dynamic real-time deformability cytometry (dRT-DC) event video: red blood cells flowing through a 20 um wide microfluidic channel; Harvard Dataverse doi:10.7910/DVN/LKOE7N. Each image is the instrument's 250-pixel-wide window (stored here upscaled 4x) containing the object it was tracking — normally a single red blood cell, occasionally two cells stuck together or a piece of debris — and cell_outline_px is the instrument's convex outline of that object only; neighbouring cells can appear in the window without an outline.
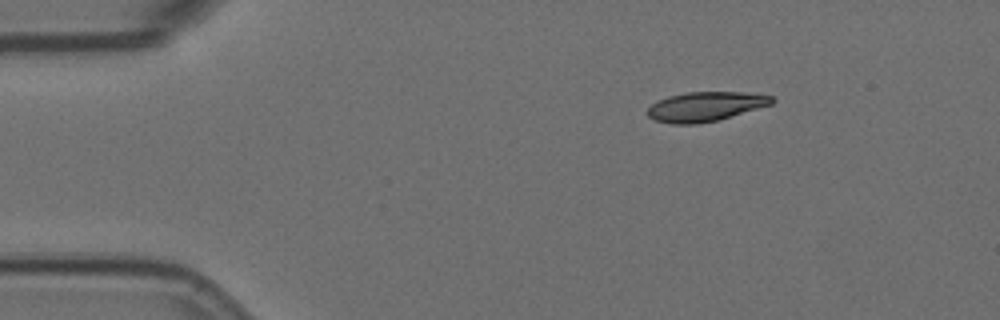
{"species": "Egyptian fruit bat (a non-hibernating species)", "species_latin": "Rousettus aegyptiacus", "temperature_condition": "room temperature", "stored_images_in_passage": 2, "camera_frame_rate_fps": 3000, "um_per_image_px": 0.085, "animal": {"sex": "female"}, "frame": {"image": 1, "passage_image": 2, "time_ms": 0.333, "image_size_px": [1000, 320], "cell_outline_px": [[776, 100], [772, 104], [716, 120], [696, 124], [672, 124], [652, 120], [648, 116], [648, 108], [656, 100], [668, 96], [688, 92], [744, 92], [772, 96]], "centroid_in_image_um": [59.92, 9.05], "position_along_channel_um": 25.1, "area_um2": 21.27}}